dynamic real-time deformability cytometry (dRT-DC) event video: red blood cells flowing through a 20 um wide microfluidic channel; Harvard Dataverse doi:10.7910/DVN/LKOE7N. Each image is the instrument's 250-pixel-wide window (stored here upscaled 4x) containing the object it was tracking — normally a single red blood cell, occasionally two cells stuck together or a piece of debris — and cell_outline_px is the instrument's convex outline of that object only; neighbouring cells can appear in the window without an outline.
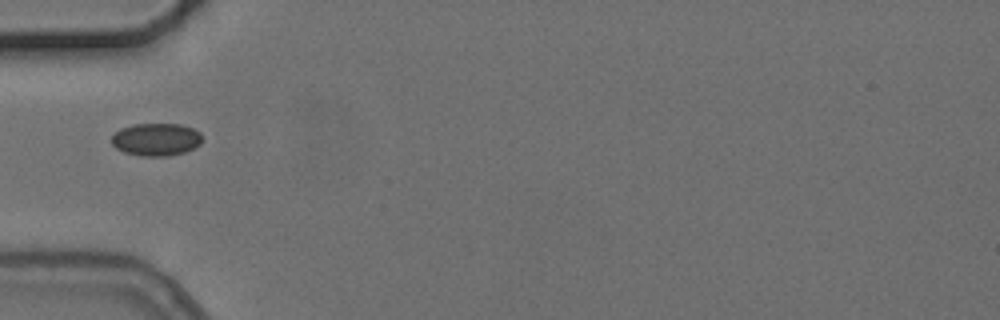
{"species": "common noctule bat (a hibernating species)", "species_latin": "Nyctalus noctula", "temperature_condition": "cold", "stored_images_in_passage": 5, "camera_frame_rate_fps": 3000, "um_per_image_px": 0.085, "animal": {"sex": "female", "body_mass_g": 24.6, "forearm_length_mm": 56.2}, "frame": {"image": 1, "passage_image": 2, "time_ms": 1.333, "image_size_px": [1000, 320], "cell_outline_px": [[200, 144], [184, 152], [168, 156], [140, 156], [124, 152], [116, 148], [112, 144], [112, 136], [120, 128], [132, 124], [180, 124], [192, 128], [200, 132]], "centroid_in_image_um": [13.24, 11.85], "position_along_channel_um": 71.8, "area_um2": 17.17}}
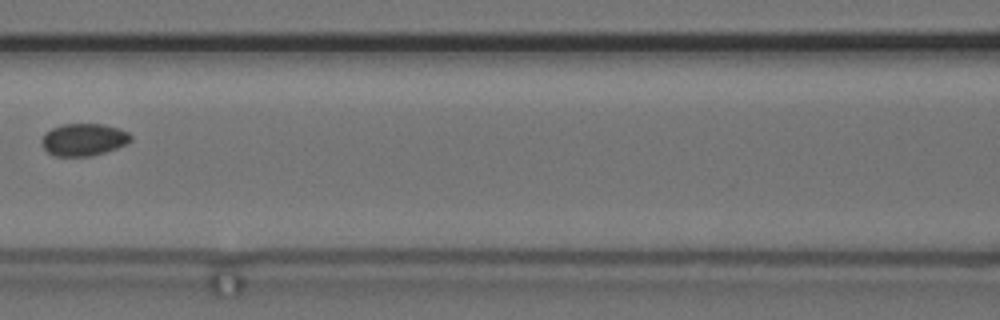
{"frame": {"image": 2, "passage_image": 4, "time_ms": 3.667, "image_size_px": [1000, 320], "cell_outline_px": [[132, 140], [128, 144], [92, 156], [56, 156], [48, 152], [40, 144], [40, 140], [44, 132], [52, 128], [64, 124], [104, 124], [120, 128], [128, 132], [132, 136]], "centroid_in_image_um": [7.11, 11.86], "position_along_channel_um": 159.5, "area_um2": 16.99}}
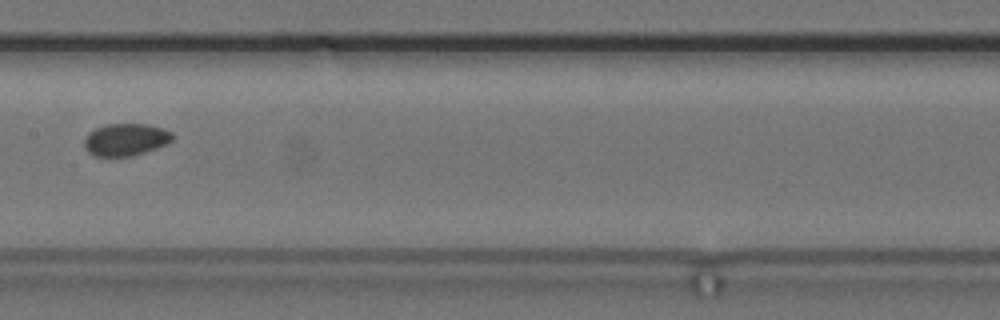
{"frame": {"image": 3, "passage_image": 5, "time_ms": 4.667, "image_size_px": [1000, 320], "cell_outline_px": [[176, 136], [168, 144], [132, 156], [96, 156], [88, 152], [84, 148], [84, 140], [88, 132], [104, 124], [148, 124], [164, 128], [172, 132]], "centroid_in_image_um": [10.71, 11.85], "position_along_channel_um": 196.7, "area_um2": 16.82}}